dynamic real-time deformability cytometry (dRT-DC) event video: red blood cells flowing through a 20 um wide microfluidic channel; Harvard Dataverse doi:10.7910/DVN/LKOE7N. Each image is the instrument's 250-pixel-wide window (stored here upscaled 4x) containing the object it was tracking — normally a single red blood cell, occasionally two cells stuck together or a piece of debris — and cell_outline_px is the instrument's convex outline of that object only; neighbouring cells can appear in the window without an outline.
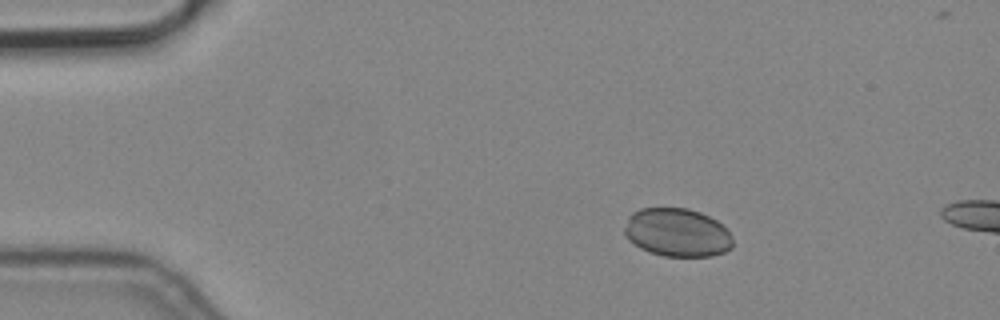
{"species": "common noctule bat (a hibernating species)", "species_latin": "Nyctalus noctula", "temperature_condition": "cold", "stored_images_in_passage": 5, "camera_frame_rate_fps": 3000, "um_per_image_px": 0.085, "animal": {"sex": "male", "body_mass_g": 19.2, "forearm_length_mm": 51.8}, "frame": {"image": 1, "passage_image": 3, "time_ms": 0.667, "image_size_px": [1000, 320], "cell_outline_px": [[732, 248], [724, 252], [712, 256], [664, 256], [648, 252], [640, 248], [628, 240], [624, 232], [624, 228], [628, 216], [632, 212], [640, 208], [688, 208], [700, 212], [716, 220], [728, 232], [732, 240]], "centroid_in_image_um": [57.52, 19.76], "position_along_channel_um": 27.5, "area_um2": 30.58}}